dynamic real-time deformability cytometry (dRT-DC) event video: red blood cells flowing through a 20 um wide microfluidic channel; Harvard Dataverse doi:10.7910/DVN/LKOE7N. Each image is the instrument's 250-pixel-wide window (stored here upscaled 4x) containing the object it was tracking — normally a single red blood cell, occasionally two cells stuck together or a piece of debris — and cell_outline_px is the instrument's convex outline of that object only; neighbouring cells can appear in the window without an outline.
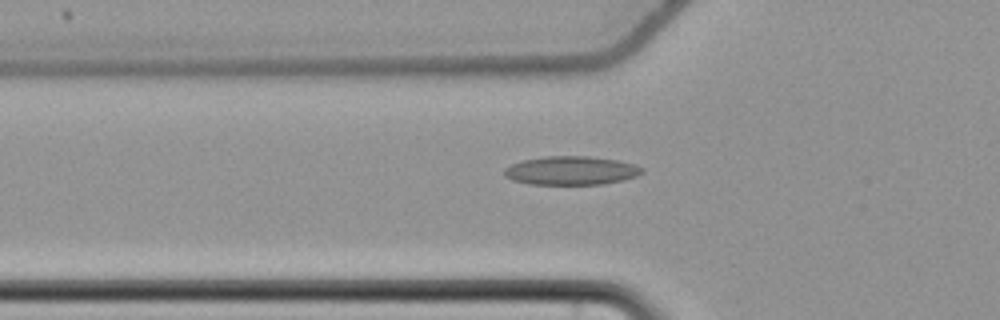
{"species": "common noctule bat (a hibernating species)", "species_latin": "Nyctalus noctula", "temperature_condition": "cold", "stored_images_in_passage": 39, "camera_frame_rate_fps": 3000, "um_per_image_px": 0.085, "animal": {"sex": "female", "body_mass_g": 22.7, "forearm_length_mm": 54.2}, "frame": {"image": 1, "passage_image": 8, "time_ms": 2.333, "image_size_px": [1000, 320], "cell_outline_px": [[644, 172], [636, 176], [624, 180], [604, 184], [528, 184], [512, 180], [504, 176], [504, 168], [512, 164], [524, 160], [544, 156], [588, 156], [616, 160], [636, 164], [644, 168]], "centroid_in_image_um": [48.56, 14.5], "position_along_channel_um": 77.2, "area_um2": 23.12}}
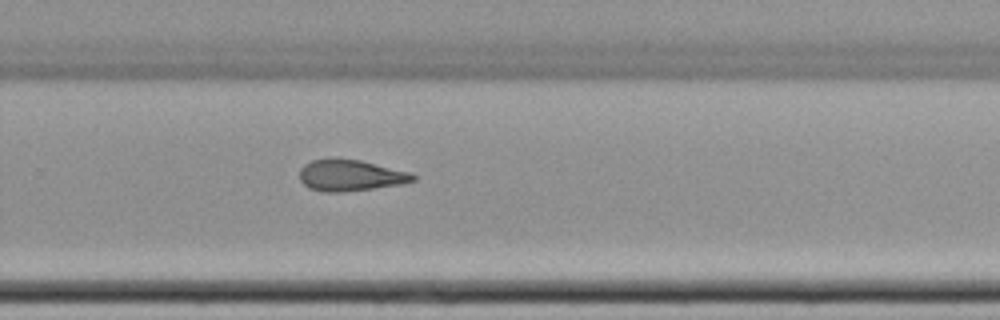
{"frame": {"image": 2, "passage_image": 26, "time_ms": 8.333, "image_size_px": [1000, 320], "cell_outline_px": [[416, 180], [404, 184], [340, 192], [324, 192], [308, 188], [300, 180], [300, 168], [304, 164], [312, 160], [328, 156], [336, 156], [360, 160], [412, 172], [416, 176]], "centroid_in_image_um": [29.77, 14.87], "position_along_channel_um": 300.0, "area_um2": 21.27}}
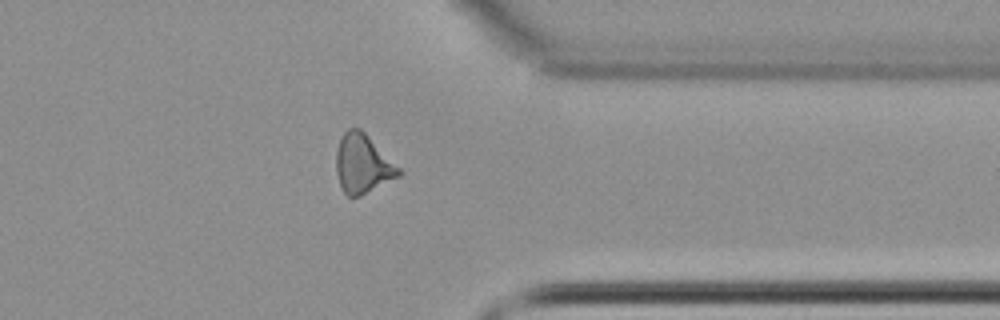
{"frame": {"image": 3, "passage_image": 33, "time_ms": 10.667, "image_size_px": [1000, 320], "cell_outline_px": [[404, 172], [400, 176], [360, 196], [348, 196], [340, 188], [336, 172], [336, 152], [340, 140], [344, 132], [348, 128], [360, 128]], "centroid_in_image_um": [30.82, 13.95], "position_along_channel_um": 380.6, "area_um2": 21.39}}